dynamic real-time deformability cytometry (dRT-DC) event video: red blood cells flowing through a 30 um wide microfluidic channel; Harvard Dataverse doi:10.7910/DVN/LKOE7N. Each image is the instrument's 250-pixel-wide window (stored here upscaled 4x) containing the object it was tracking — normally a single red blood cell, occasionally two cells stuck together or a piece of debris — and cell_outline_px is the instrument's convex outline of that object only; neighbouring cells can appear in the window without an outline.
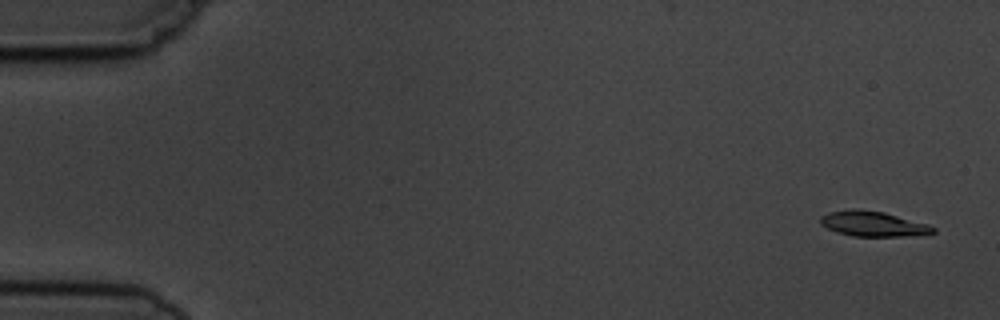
{"species": "common noctule bat (a hibernating species)", "species_latin": "Nyctalus noctula", "temperature_condition": "cold", "stored_images_in_passage": 5, "camera_frame_rate_fps": 3000, "um_per_image_px": 0.085, "animal": {"sex": "male", "body_mass_g": 19.5, "forearm_length_mm": 54.6}, "frame": {"image": 1, "passage_image": 1, "time_ms": 0.0, "image_size_px": [1000, 320], "cell_outline_px": [[936, 232], [904, 236], [852, 236], [836, 232], [820, 224], [820, 216], [828, 212], [852, 208], [884, 212], [928, 224], [936, 228]], "centroid_in_image_um": [74.17, 19.02], "position_along_channel_um": 10.8, "area_um2": 16.47}}
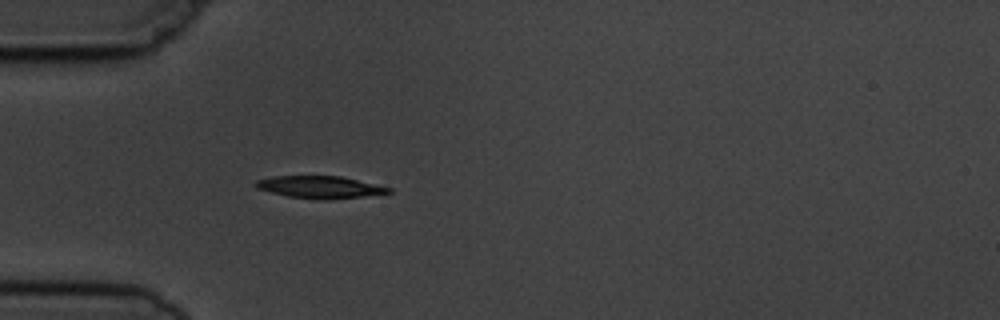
{"frame": {"image": 2, "passage_image": 5, "time_ms": 4.667, "image_size_px": [1000, 320], "cell_outline_px": [[392, 192], [360, 196], [324, 200], [316, 200], [288, 196], [256, 188], [252, 184], [256, 180], [272, 176], [340, 176], [392, 188]], "centroid_in_image_um": [27.13, 15.9], "position_along_channel_um": 57.9, "area_um2": 17.05}}